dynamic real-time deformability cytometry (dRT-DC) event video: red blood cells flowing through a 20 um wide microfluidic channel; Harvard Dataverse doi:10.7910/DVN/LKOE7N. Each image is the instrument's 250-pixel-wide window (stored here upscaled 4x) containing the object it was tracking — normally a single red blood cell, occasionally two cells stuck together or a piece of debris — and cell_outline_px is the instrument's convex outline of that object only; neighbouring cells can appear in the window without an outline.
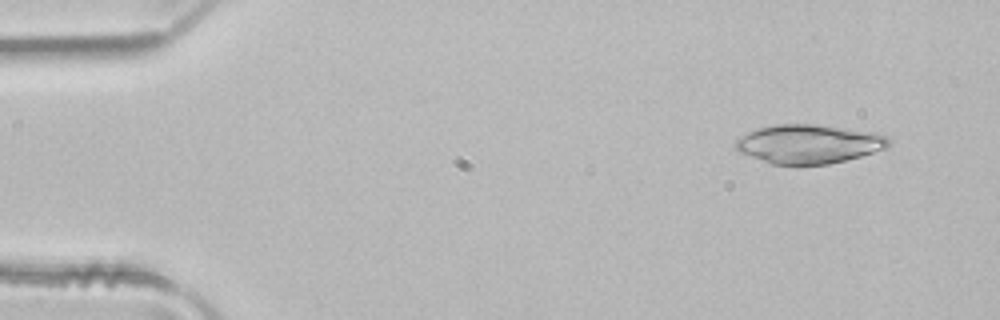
{"species": "common noctule bat (a hibernating species)", "species_latin": "Nyctalus noctula", "temperature_condition": "room temperature", "stored_images_in_passage": 3, "camera_frame_rate_fps": 3000, "um_per_image_px": 0.085, "animal": {"sex": "male", "body_mass_g": 21.5, "forearm_length_mm": 52.0}, "frame": {"image": 1, "passage_image": 1, "time_ms": 0.0, "image_size_px": [1000, 320], "cell_outline_px": [[888, 148], [860, 156], [828, 164], [768, 164], [740, 152], [736, 148], [736, 140], [740, 136], [748, 132], [760, 128], [776, 124], [816, 124], [876, 132], [884, 136], [888, 140]], "centroid_in_image_um": [68.73, 12.23], "position_along_channel_um": 16.3, "area_um2": 34.51}}